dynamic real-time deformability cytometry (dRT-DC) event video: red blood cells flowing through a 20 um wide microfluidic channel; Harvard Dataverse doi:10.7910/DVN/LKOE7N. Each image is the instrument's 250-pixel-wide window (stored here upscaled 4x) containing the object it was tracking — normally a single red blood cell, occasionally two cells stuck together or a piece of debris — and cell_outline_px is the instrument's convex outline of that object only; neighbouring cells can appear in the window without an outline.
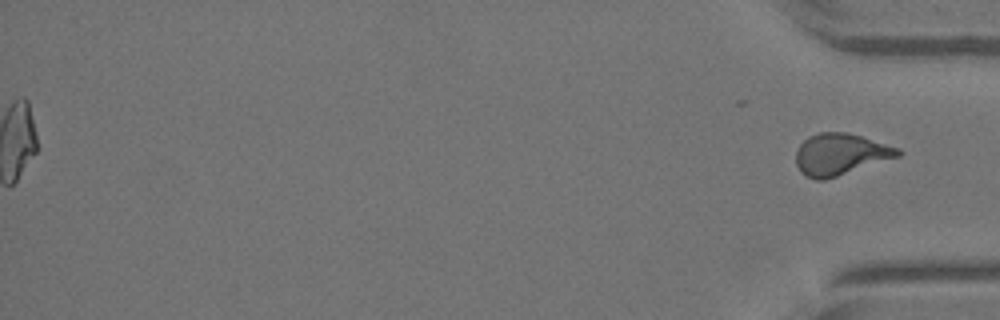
{"species": "Egyptian fruit bat (a non-hibernating species)", "species_latin": "Rousettus aegyptiacus", "temperature_condition": "warm", "stored_images_in_passage": 42, "segment_of_instrument_passage": [2, 2], "camera_frame_rate_fps": 3000, "um_per_image_px": 0.085, "animal": {"sex": "female"}, "frame": {"image": 1, "passage_image": 42, "time_ms": 13.667, "image_size_px": [1000, 320], "cell_outline_px": [[904, 152], [900, 156], [824, 180], [816, 180], [804, 176], [800, 172], [796, 164], [796, 152], [800, 144], [808, 136], [820, 132], [844, 132], [860, 136], [900, 148]], "centroid_in_image_um": [71.42, 13.12], "position_along_channel_um": 363.8, "area_um2": 24.68}}